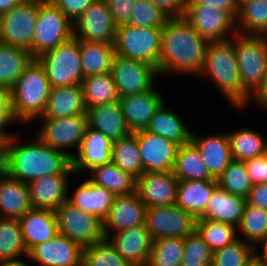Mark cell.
<instances>
[{"label":"cell","instance_id":"cell-36","mask_svg":"<svg viewBox=\"0 0 267 266\" xmlns=\"http://www.w3.org/2000/svg\"><path fill=\"white\" fill-rule=\"evenodd\" d=\"M79 49L84 78L111 72L114 44L79 40Z\"/></svg>","mask_w":267,"mask_h":266},{"label":"cell","instance_id":"cell-41","mask_svg":"<svg viewBox=\"0 0 267 266\" xmlns=\"http://www.w3.org/2000/svg\"><path fill=\"white\" fill-rule=\"evenodd\" d=\"M28 251L23 242L19 219L0 218V262L21 259Z\"/></svg>","mask_w":267,"mask_h":266},{"label":"cell","instance_id":"cell-48","mask_svg":"<svg viewBox=\"0 0 267 266\" xmlns=\"http://www.w3.org/2000/svg\"><path fill=\"white\" fill-rule=\"evenodd\" d=\"M171 17L151 0H136L128 24L163 29Z\"/></svg>","mask_w":267,"mask_h":266},{"label":"cell","instance_id":"cell-60","mask_svg":"<svg viewBox=\"0 0 267 266\" xmlns=\"http://www.w3.org/2000/svg\"><path fill=\"white\" fill-rule=\"evenodd\" d=\"M6 172L5 165V142L0 140V177Z\"/></svg>","mask_w":267,"mask_h":266},{"label":"cell","instance_id":"cell-22","mask_svg":"<svg viewBox=\"0 0 267 266\" xmlns=\"http://www.w3.org/2000/svg\"><path fill=\"white\" fill-rule=\"evenodd\" d=\"M112 148L113 141L110 138L88 126L80 148L72 158L74 176L90 171L98 165L110 163Z\"/></svg>","mask_w":267,"mask_h":266},{"label":"cell","instance_id":"cell-20","mask_svg":"<svg viewBox=\"0 0 267 266\" xmlns=\"http://www.w3.org/2000/svg\"><path fill=\"white\" fill-rule=\"evenodd\" d=\"M146 205L137 192L115 196L113 205L103 221L105 238L110 234L145 224Z\"/></svg>","mask_w":267,"mask_h":266},{"label":"cell","instance_id":"cell-53","mask_svg":"<svg viewBox=\"0 0 267 266\" xmlns=\"http://www.w3.org/2000/svg\"><path fill=\"white\" fill-rule=\"evenodd\" d=\"M244 163L252 184H267V154Z\"/></svg>","mask_w":267,"mask_h":266},{"label":"cell","instance_id":"cell-16","mask_svg":"<svg viewBox=\"0 0 267 266\" xmlns=\"http://www.w3.org/2000/svg\"><path fill=\"white\" fill-rule=\"evenodd\" d=\"M107 239L130 265L147 266L153 238L146 224L114 232Z\"/></svg>","mask_w":267,"mask_h":266},{"label":"cell","instance_id":"cell-54","mask_svg":"<svg viewBox=\"0 0 267 266\" xmlns=\"http://www.w3.org/2000/svg\"><path fill=\"white\" fill-rule=\"evenodd\" d=\"M171 18L184 17L188 0H151Z\"/></svg>","mask_w":267,"mask_h":266},{"label":"cell","instance_id":"cell-2","mask_svg":"<svg viewBox=\"0 0 267 266\" xmlns=\"http://www.w3.org/2000/svg\"><path fill=\"white\" fill-rule=\"evenodd\" d=\"M4 142L6 173L21 182L64 174L72 166L67 154L45 145L36 135L28 143L21 144L15 134Z\"/></svg>","mask_w":267,"mask_h":266},{"label":"cell","instance_id":"cell-51","mask_svg":"<svg viewBox=\"0 0 267 266\" xmlns=\"http://www.w3.org/2000/svg\"><path fill=\"white\" fill-rule=\"evenodd\" d=\"M73 23L95 0H50Z\"/></svg>","mask_w":267,"mask_h":266},{"label":"cell","instance_id":"cell-55","mask_svg":"<svg viewBox=\"0 0 267 266\" xmlns=\"http://www.w3.org/2000/svg\"><path fill=\"white\" fill-rule=\"evenodd\" d=\"M246 202L249 205L267 210V184H253L246 197Z\"/></svg>","mask_w":267,"mask_h":266},{"label":"cell","instance_id":"cell-17","mask_svg":"<svg viewBox=\"0 0 267 266\" xmlns=\"http://www.w3.org/2000/svg\"><path fill=\"white\" fill-rule=\"evenodd\" d=\"M137 142L142 158L143 173L172 171L179 145L146 130L137 131Z\"/></svg>","mask_w":267,"mask_h":266},{"label":"cell","instance_id":"cell-30","mask_svg":"<svg viewBox=\"0 0 267 266\" xmlns=\"http://www.w3.org/2000/svg\"><path fill=\"white\" fill-rule=\"evenodd\" d=\"M81 85L53 87L44 113L39 118H65L86 114Z\"/></svg>","mask_w":267,"mask_h":266},{"label":"cell","instance_id":"cell-37","mask_svg":"<svg viewBox=\"0 0 267 266\" xmlns=\"http://www.w3.org/2000/svg\"><path fill=\"white\" fill-rule=\"evenodd\" d=\"M227 134L233 160L246 162L267 154V140L256 130L243 128Z\"/></svg>","mask_w":267,"mask_h":266},{"label":"cell","instance_id":"cell-42","mask_svg":"<svg viewBox=\"0 0 267 266\" xmlns=\"http://www.w3.org/2000/svg\"><path fill=\"white\" fill-rule=\"evenodd\" d=\"M195 230L212 252L234 243L241 235L236 226L203 218L196 219Z\"/></svg>","mask_w":267,"mask_h":266},{"label":"cell","instance_id":"cell-59","mask_svg":"<svg viewBox=\"0 0 267 266\" xmlns=\"http://www.w3.org/2000/svg\"><path fill=\"white\" fill-rule=\"evenodd\" d=\"M247 266H267V261L257 251L248 260Z\"/></svg>","mask_w":267,"mask_h":266},{"label":"cell","instance_id":"cell-35","mask_svg":"<svg viewBox=\"0 0 267 266\" xmlns=\"http://www.w3.org/2000/svg\"><path fill=\"white\" fill-rule=\"evenodd\" d=\"M88 178L92 183L104 187L115 196L136 192L137 179L117 167L112 161L93 167Z\"/></svg>","mask_w":267,"mask_h":266},{"label":"cell","instance_id":"cell-19","mask_svg":"<svg viewBox=\"0 0 267 266\" xmlns=\"http://www.w3.org/2000/svg\"><path fill=\"white\" fill-rule=\"evenodd\" d=\"M177 183L172 171L144 172L137 179L136 192L146 207L172 206L176 203Z\"/></svg>","mask_w":267,"mask_h":266},{"label":"cell","instance_id":"cell-61","mask_svg":"<svg viewBox=\"0 0 267 266\" xmlns=\"http://www.w3.org/2000/svg\"><path fill=\"white\" fill-rule=\"evenodd\" d=\"M0 266H29V264L25 263L24 260H15V261H3L0 262Z\"/></svg>","mask_w":267,"mask_h":266},{"label":"cell","instance_id":"cell-9","mask_svg":"<svg viewBox=\"0 0 267 266\" xmlns=\"http://www.w3.org/2000/svg\"><path fill=\"white\" fill-rule=\"evenodd\" d=\"M54 211L58 233L78 243L82 248L105 239L103 222L95 215L77 208L68 200Z\"/></svg>","mask_w":267,"mask_h":266},{"label":"cell","instance_id":"cell-62","mask_svg":"<svg viewBox=\"0 0 267 266\" xmlns=\"http://www.w3.org/2000/svg\"><path fill=\"white\" fill-rule=\"evenodd\" d=\"M259 246H261L262 250L258 253L267 261V239L263 241Z\"/></svg>","mask_w":267,"mask_h":266},{"label":"cell","instance_id":"cell-24","mask_svg":"<svg viewBox=\"0 0 267 266\" xmlns=\"http://www.w3.org/2000/svg\"><path fill=\"white\" fill-rule=\"evenodd\" d=\"M190 141L200 152L210 175L217 180L233 160L228 134L225 132L201 137L192 131Z\"/></svg>","mask_w":267,"mask_h":266},{"label":"cell","instance_id":"cell-32","mask_svg":"<svg viewBox=\"0 0 267 266\" xmlns=\"http://www.w3.org/2000/svg\"><path fill=\"white\" fill-rule=\"evenodd\" d=\"M34 59L30 50L0 42V87L10 91Z\"/></svg>","mask_w":267,"mask_h":266},{"label":"cell","instance_id":"cell-4","mask_svg":"<svg viewBox=\"0 0 267 266\" xmlns=\"http://www.w3.org/2000/svg\"><path fill=\"white\" fill-rule=\"evenodd\" d=\"M199 75L209 77L231 105L242 109V85L232 38L208 42Z\"/></svg>","mask_w":267,"mask_h":266},{"label":"cell","instance_id":"cell-34","mask_svg":"<svg viewBox=\"0 0 267 266\" xmlns=\"http://www.w3.org/2000/svg\"><path fill=\"white\" fill-rule=\"evenodd\" d=\"M172 172L177 180L217 181L191 141L178 147Z\"/></svg>","mask_w":267,"mask_h":266},{"label":"cell","instance_id":"cell-31","mask_svg":"<svg viewBox=\"0 0 267 266\" xmlns=\"http://www.w3.org/2000/svg\"><path fill=\"white\" fill-rule=\"evenodd\" d=\"M217 181L178 180L176 203L196 219L204 212Z\"/></svg>","mask_w":267,"mask_h":266},{"label":"cell","instance_id":"cell-10","mask_svg":"<svg viewBox=\"0 0 267 266\" xmlns=\"http://www.w3.org/2000/svg\"><path fill=\"white\" fill-rule=\"evenodd\" d=\"M41 119L40 129L36 136L49 147L61 151L71 159L74 154L69 149L80 148L88 127L87 114H79L65 118H37ZM43 121V122H41ZM67 149V150H66Z\"/></svg>","mask_w":267,"mask_h":266},{"label":"cell","instance_id":"cell-46","mask_svg":"<svg viewBox=\"0 0 267 266\" xmlns=\"http://www.w3.org/2000/svg\"><path fill=\"white\" fill-rule=\"evenodd\" d=\"M82 263L83 266H132L116 252L107 238L84 247Z\"/></svg>","mask_w":267,"mask_h":266},{"label":"cell","instance_id":"cell-28","mask_svg":"<svg viewBox=\"0 0 267 266\" xmlns=\"http://www.w3.org/2000/svg\"><path fill=\"white\" fill-rule=\"evenodd\" d=\"M114 198L115 195L111 191L92 183L87 177L73 194H68L67 200L77 208L95 215L103 222L113 205Z\"/></svg>","mask_w":267,"mask_h":266},{"label":"cell","instance_id":"cell-44","mask_svg":"<svg viewBox=\"0 0 267 266\" xmlns=\"http://www.w3.org/2000/svg\"><path fill=\"white\" fill-rule=\"evenodd\" d=\"M183 250V238L153 240L147 266H181Z\"/></svg>","mask_w":267,"mask_h":266},{"label":"cell","instance_id":"cell-33","mask_svg":"<svg viewBox=\"0 0 267 266\" xmlns=\"http://www.w3.org/2000/svg\"><path fill=\"white\" fill-rule=\"evenodd\" d=\"M145 130L169 139L179 146L190 142L192 136V129L176 113L165 107L164 102L156 110Z\"/></svg>","mask_w":267,"mask_h":266},{"label":"cell","instance_id":"cell-38","mask_svg":"<svg viewBox=\"0 0 267 266\" xmlns=\"http://www.w3.org/2000/svg\"><path fill=\"white\" fill-rule=\"evenodd\" d=\"M236 32L245 35L267 33V0H248L238 7Z\"/></svg>","mask_w":267,"mask_h":266},{"label":"cell","instance_id":"cell-13","mask_svg":"<svg viewBox=\"0 0 267 266\" xmlns=\"http://www.w3.org/2000/svg\"><path fill=\"white\" fill-rule=\"evenodd\" d=\"M119 97L130 96L152 90L158 69L153 65L114 55L111 72Z\"/></svg>","mask_w":267,"mask_h":266},{"label":"cell","instance_id":"cell-26","mask_svg":"<svg viewBox=\"0 0 267 266\" xmlns=\"http://www.w3.org/2000/svg\"><path fill=\"white\" fill-rule=\"evenodd\" d=\"M86 114L88 126L100 131L112 141L119 140L131 133L119 101L87 108Z\"/></svg>","mask_w":267,"mask_h":266},{"label":"cell","instance_id":"cell-5","mask_svg":"<svg viewBox=\"0 0 267 266\" xmlns=\"http://www.w3.org/2000/svg\"><path fill=\"white\" fill-rule=\"evenodd\" d=\"M234 37V38H233ZM232 43L242 85V109L267 73V40L263 35L235 33Z\"/></svg>","mask_w":267,"mask_h":266},{"label":"cell","instance_id":"cell-11","mask_svg":"<svg viewBox=\"0 0 267 266\" xmlns=\"http://www.w3.org/2000/svg\"><path fill=\"white\" fill-rule=\"evenodd\" d=\"M184 18L208 42L228 40L236 33L235 18L219 7L188 0Z\"/></svg>","mask_w":267,"mask_h":266},{"label":"cell","instance_id":"cell-7","mask_svg":"<svg viewBox=\"0 0 267 266\" xmlns=\"http://www.w3.org/2000/svg\"><path fill=\"white\" fill-rule=\"evenodd\" d=\"M35 59L44 68L52 88L81 85L84 79L79 40L74 36L56 48L42 53Z\"/></svg>","mask_w":267,"mask_h":266},{"label":"cell","instance_id":"cell-6","mask_svg":"<svg viewBox=\"0 0 267 266\" xmlns=\"http://www.w3.org/2000/svg\"><path fill=\"white\" fill-rule=\"evenodd\" d=\"M161 35L162 29L120 24L114 42L115 55L148 63L158 69Z\"/></svg>","mask_w":267,"mask_h":266},{"label":"cell","instance_id":"cell-43","mask_svg":"<svg viewBox=\"0 0 267 266\" xmlns=\"http://www.w3.org/2000/svg\"><path fill=\"white\" fill-rule=\"evenodd\" d=\"M237 230L242 234L239 239L259 246L267 239V210L247 203Z\"/></svg>","mask_w":267,"mask_h":266},{"label":"cell","instance_id":"cell-25","mask_svg":"<svg viewBox=\"0 0 267 266\" xmlns=\"http://www.w3.org/2000/svg\"><path fill=\"white\" fill-rule=\"evenodd\" d=\"M24 245L29 252L34 246L53 239L58 234L55 211L32 208L19 219Z\"/></svg>","mask_w":267,"mask_h":266},{"label":"cell","instance_id":"cell-21","mask_svg":"<svg viewBox=\"0 0 267 266\" xmlns=\"http://www.w3.org/2000/svg\"><path fill=\"white\" fill-rule=\"evenodd\" d=\"M71 166L64 174L45 175L27 183L33 208L55 210L68 199Z\"/></svg>","mask_w":267,"mask_h":266},{"label":"cell","instance_id":"cell-18","mask_svg":"<svg viewBox=\"0 0 267 266\" xmlns=\"http://www.w3.org/2000/svg\"><path fill=\"white\" fill-rule=\"evenodd\" d=\"M82 247L59 233L51 240L34 246L28 258L41 266H83Z\"/></svg>","mask_w":267,"mask_h":266},{"label":"cell","instance_id":"cell-45","mask_svg":"<svg viewBox=\"0 0 267 266\" xmlns=\"http://www.w3.org/2000/svg\"><path fill=\"white\" fill-rule=\"evenodd\" d=\"M217 184L230 194L245 198L252 187L246 165L243 161L232 160L218 177Z\"/></svg>","mask_w":267,"mask_h":266},{"label":"cell","instance_id":"cell-3","mask_svg":"<svg viewBox=\"0 0 267 266\" xmlns=\"http://www.w3.org/2000/svg\"><path fill=\"white\" fill-rule=\"evenodd\" d=\"M51 90L44 68L34 59L10 90L11 110L17 124L26 125L41 117Z\"/></svg>","mask_w":267,"mask_h":266},{"label":"cell","instance_id":"cell-49","mask_svg":"<svg viewBox=\"0 0 267 266\" xmlns=\"http://www.w3.org/2000/svg\"><path fill=\"white\" fill-rule=\"evenodd\" d=\"M181 266H211L213 252L195 230L183 238Z\"/></svg>","mask_w":267,"mask_h":266},{"label":"cell","instance_id":"cell-8","mask_svg":"<svg viewBox=\"0 0 267 266\" xmlns=\"http://www.w3.org/2000/svg\"><path fill=\"white\" fill-rule=\"evenodd\" d=\"M73 22L50 0H38L32 56L56 48L73 37Z\"/></svg>","mask_w":267,"mask_h":266},{"label":"cell","instance_id":"cell-50","mask_svg":"<svg viewBox=\"0 0 267 266\" xmlns=\"http://www.w3.org/2000/svg\"><path fill=\"white\" fill-rule=\"evenodd\" d=\"M13 122L16 124L17 121L14 119L11 110L10 91L6 88L0 87V140L5 141L15 134L14 132L12 133L11 131H7L5 129Z\"/></svg>","mask_w":267,"mask_h":266},{"label":"cell","instance_id":"cell-39","mask_svg":"<svg viewBox=\"0 0 267 266\" xmlns=\"http://www.w3.org/2000/svg\"><path fill=\"white\" fill-rule=\"evenodd\" d=\"M86 109L119 101L116 83L110 72L85 77L81 83Z\"/></svg>","mask_w":267,"mask_h":266},{"label":"cell","instance_id":"cell-12","mask_svg":"<svg viewBox=\"0 0 267 266\" xmlns=\"http://www.w3.org/2000/svg\"><path fill=\"white\" fill-rule=\"evenodd\" d=\"M38 16V0H24L0 16V42L30 50Z\"/></svg>","mask_w":267,"mask_h":266},{"label":"cell","instance_id":"cell-63","mask_svg":"<svg viewBox=\"0 0 267 266\" xmlns=\"http://www.w3.org/2000/svg\"><path fill=\"white\" fill-rule=\"evenodd\" d=\"M248 1V0H234L236 5L239 7L243 2Z\"/></svg>","mask_w":267,"mask_h":266},{"label":"cell","instance_id":"cell-1","mask_svg":"<svg viewBox=\"0 0 267 266\" xmlns=\"http://www.w3.org/2000/svg\"><path fill=\"white\" fill-rule=\"evenodd\" d=\"M208 41L184 17L170 18L162 29L159 75L191 74L203 68Z\"/></svg>","mask_w":267,"mask_h":266},{"label":"cell","instance_id":"cell-52","mask_svg":"<svg viewBox=\"0 0 267 266\" xmlns=\"http://www.w3.org/2000/svg\"><path fill=\"white\" fill-rule=\"evenodd\" d=\"M136 0H106L114 22L118 25L128 23Z\"/></svg>","mask_w":267,"mask_h":266},{"label":"cell","instance_id":"cell-47","mask_svg":"<svg viewBox=\"0 0 267 266\" xmlns=\"http://www.w3.org/2000/svg\"><path fill=\"white\" fill-rule=\"evenodd\" d=\"M257 248L241 239L213 252L211 266H247Z\"/></svg>","mask_w":267,"mask_h":266},{"label":"cell","instance_id":"cell-23","mask_svg":"<svg viewBox=\"0 0 267 266\" xmlns=\"http://www.w3.org/2000/svg\"><path fill=\"white\" fill-rule=\"evenodd\" d=\"M123 116L131 132L145 130L156 110L164 102L156 89L125 97H119Z\"/></svg>","mask_w":267,"mask_h":266},{"label":"cell","instance_id":"cell-58","mask_svg":"<svg viewBox=\"0 0 267 266\" xmlns=\"http://www.w3.org/2000/svg\"><path fill=\"white\" fill-rule=\"evenodd\" d=\"M24 0H0V16L7 13L16 5H19Z\"/></svg>","mask_w":267,"mask_h":266},{"label":"cell","instance_id":"cell-57","mask_svg":"<svg viewBox=\"0 0 267 266\" xmlns=\"http://www.w3.org/2000/svg\"><path fill=\"white\" fill-rule=\"evenodd\" d=\"M196 4H206L227 10L234 18L238 13V6L234 0H193Z\"/></svg>","mask_w":267,"mask_h":266},{"label":"cell","instance_id":"cell-29","mask_svg":"<svg viewBox=\"0 0 267 266\" xmlns=\"http://www.w3.org/2000/svg\"><path fill=\"white\" fill-rule=\"evenodd\" d=\"M247 202L245 198L230 194L217 186L207 203L205 212L199 217L238 227Z\"/></svg>","mask_w":267,"mask_h":266},{"label":"cell","instance_id":"cell-14","mask_svg":"<svg viewBox=\"0 0 267 266\" xmlns=\"http://www.w3.org/2000/svg\"><path fill=\"white\" fill-rule=\"evenodd\" d=\"M145 224L153 240L185 238L196 229V218L178 205L146 207Z\"/></svg>","mask_w":267,"mask_h":266},{"label":"cell","instance_id":"cell-56","mask_svg":"<svg viewBox=\"0 0 267 266\" xmlns=\"http://www.w3.org/2000/svg\"><path fill=\"white\" fill-rule=\"evenodd\" d=\"M255 101V104H257V107H261L262 110H267V73L263 77L260 85L257 87V89L249 96L247 104L251 101Z\"/></svg>","mask_w":267,"mask_h":266},{"label":"cell","instance_id":"cell-40","mask_svg":"<svg viewBox=\"0 0 267 266\" xmlns=\"http://www.w3.org/2000/svg\"><path fill=\"white\" fill-rule=\"evenodd\" d=\"M112 162L136 179L143 174V164L137 142V132H131L129 135L113 141Z\"/></svg>","mask_w":267,"mask_h":266},{"label":"cell","instance_id":"cell-27","mask_svg":"<svg viewBox=\"0 0 267 266\" xmlns=\"http://www.w3.org/2000/svg\"><path fill=\"white\" fill-rule=\"evenodd\" d=\"M32 208L27 183L5 172L0 177V218L20 219Z\"/></svg>","mask_w":267,"mask_h":266},{"label":"cell","instance_id":"cell-15","mask_svg":"<svg viewBox=\"0 0 267 266\" xmlns=\"http://www.w3.org/2000/svg\"><path fill=\"white\" fill-rule=\"evenodd\" d=\"M117 24L106 0H95L73 23L78 40L114 44Z\"/></svg>","mask_w":267,"mask_h":266}]
</instances>
